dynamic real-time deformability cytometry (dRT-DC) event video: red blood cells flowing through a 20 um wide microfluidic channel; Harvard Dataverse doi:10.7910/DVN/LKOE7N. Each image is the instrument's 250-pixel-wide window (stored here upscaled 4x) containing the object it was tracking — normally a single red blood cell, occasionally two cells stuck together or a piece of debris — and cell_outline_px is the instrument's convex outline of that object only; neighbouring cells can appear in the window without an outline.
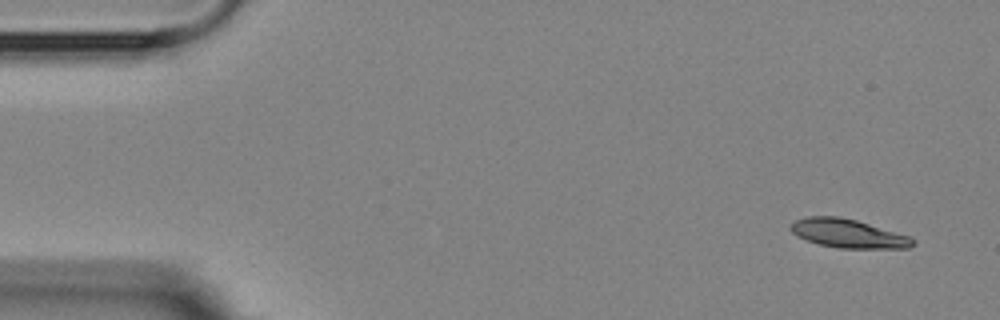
{"species": "Egyptian fruit bat (a non-hibernating species)", "species_latin": "Rousettus aegyptiacus", "temperature_condition": "room temperature", "stored_images_in_passage": 5, "camera_frame_rate_fps": 3000, "um_per_image_px": 0.085, "animal": {"sex": "female"}, "frame": {"image": 1, "passage_image": 1, "time_ms": 0.0, "image_size_px": [1000, 320], "cell_outline_px": [[916, 244], [908, 248], [840, 248], [820, 244], [796, 236], [788, 228], [796, 220], [808, 216], [840, 216], [856, 220], [912, 236], [916, 240]], "centroid_in_image_um": [72.14, 19.84], "position_along_channel_um": 12.9, "area_um2": 20.52}}
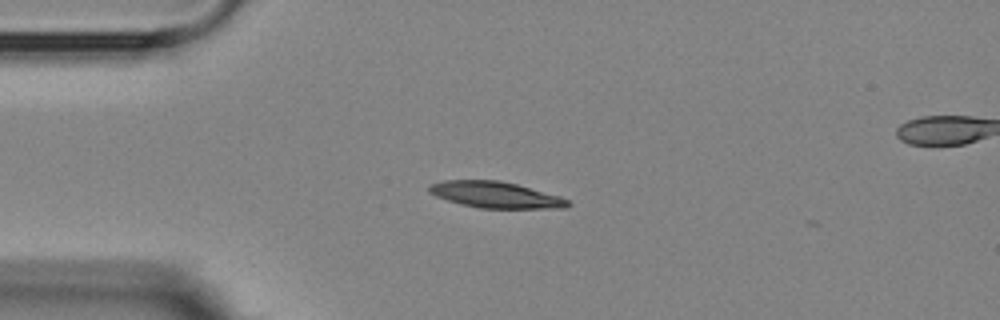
{"frame": {"image": 2, "passage_image": 4, "time_ms": 3.333, "image_size_px": [1000, 320], "cell_outline_px": [[572, 204], [564, 208], [480, 208], [460, 204], [436, 196], [428, 192], [428, 184], [444, 180], [500, 180], [516, 184], [560, 196], [568, 200]], "centroid_in_image_um": [42.09, 16.55], "position_along_channel_um": 42.9, "area_um2": 21.21}}